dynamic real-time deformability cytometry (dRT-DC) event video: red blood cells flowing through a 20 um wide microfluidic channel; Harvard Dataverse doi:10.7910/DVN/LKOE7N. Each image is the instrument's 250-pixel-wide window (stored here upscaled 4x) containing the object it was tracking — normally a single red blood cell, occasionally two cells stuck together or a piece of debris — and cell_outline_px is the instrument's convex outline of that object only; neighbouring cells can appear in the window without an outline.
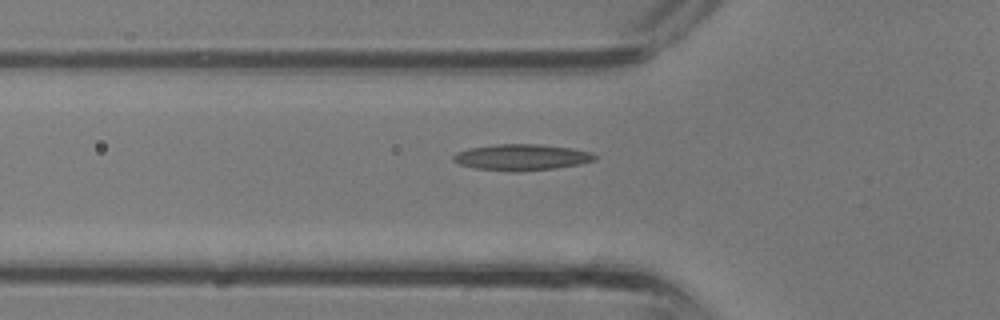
{"species": "common noctule bat (a hibernating species)", "species_latin": "Nyctalus noctula", "temperature_condition": "room temperature", "stored_images_in_passage": 25, "camera_frame_rate_fps": 3000, "um_per_image_px": 0.085, "animal": {"sex": "male", "body_mass_g": 13.3}, "frame": {"image": 1, "passage_image": 5, "time_ms": 1.333, "image_size_px": [1000, 320], "cell_outline_px": [[596, 160], [576, 164], [552, 168], [516, 172], [512, 172], [476, 168], [460, 164], [452, 160], [452, 156], [456, 152], [468, 148], [496, 144], [540, 144], [572, 148], [592, 152], [596, 156]], "centroid_in_image_um": [44.3, 13.36], "position_along_channel_um": 81.5, "area_um2": 21.5}}
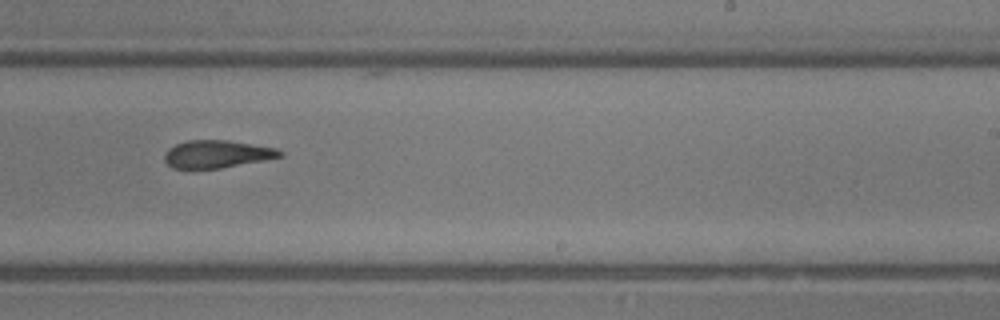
{"frame": {"image": 2, "passage_image": 15, "time_ms": 4.667, "image_size_px": [1000, 320], "cell_outline_px": [[284, 156], [220, 168], [172, 168], [164, 160], [164, 156], [168, 148], [176, 144], [188, 140], [228, 140], [276, 148], [284, 152]], "centroid_in_image_um": [18.44, 13.09], "position_along_channel_um": 270.6, "area_um2": 18.44}}
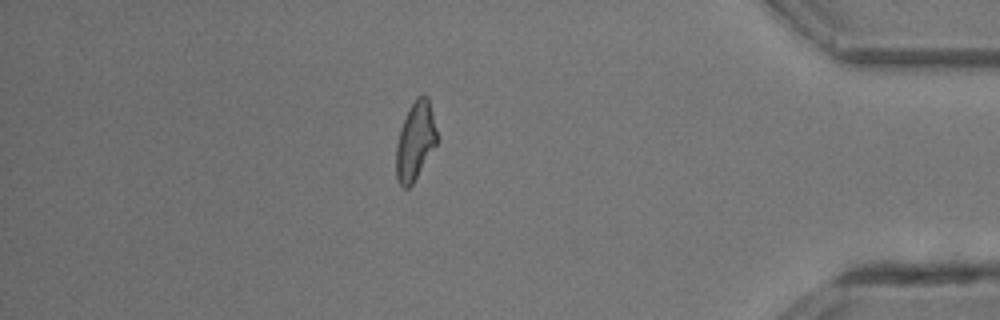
{"frame": {"image": 3, "passage_image": 24, "time_ms": 7.667, "image_size_px": [1000, 320], "cell_outline_px": [[440, 140], [412, 184], [408, 188], [404, 188], [396, 180], [396, 144], [400, 128], [408, 108], [416, 96], [428, 96]], "centroid_in_image_um": [35.32, 11.97], "position_along_channel_um": 399.9, "area_um2": 19.02}}